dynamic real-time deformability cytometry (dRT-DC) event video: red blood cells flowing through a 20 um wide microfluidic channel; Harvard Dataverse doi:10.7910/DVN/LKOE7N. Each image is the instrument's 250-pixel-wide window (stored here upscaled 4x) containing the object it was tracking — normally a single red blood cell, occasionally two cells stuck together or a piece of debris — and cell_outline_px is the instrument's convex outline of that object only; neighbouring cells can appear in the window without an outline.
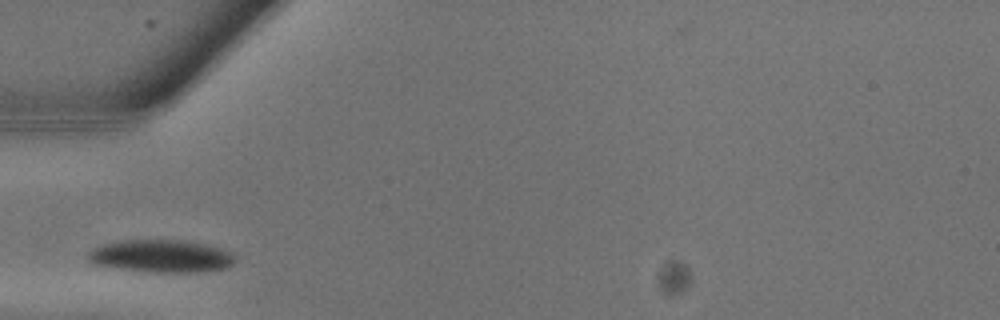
{"species": "common noctule bat (a hibernating species)", "species_latin": "Nyctalus noctula", "temperature_condition": "warm", "stored_images_in_passage": 2, "camera_frame_rate_fps": 3000, "um_per_image_px": 0.085, "animal": {"sex": "male", "body_mass_g": 13.3}, "frame": {"image": 1, "passage_image": 1, "time_ms": 0.0, "image_size_px": [1000, 320], "cell_outline_px": [[236, 260], [228, 268], [204, 272], [148, 272], [108, 268], [92, 264], [88, 260], [88, 252], [92, 248], [100, 244], [120, 240], [188, 240], [208, 244], [232, 252], [236, 256]], "centroid_in_image_um": [13.69, 21.77], "position_along_channel_um": 71.3, "area_um2": 28.84}}